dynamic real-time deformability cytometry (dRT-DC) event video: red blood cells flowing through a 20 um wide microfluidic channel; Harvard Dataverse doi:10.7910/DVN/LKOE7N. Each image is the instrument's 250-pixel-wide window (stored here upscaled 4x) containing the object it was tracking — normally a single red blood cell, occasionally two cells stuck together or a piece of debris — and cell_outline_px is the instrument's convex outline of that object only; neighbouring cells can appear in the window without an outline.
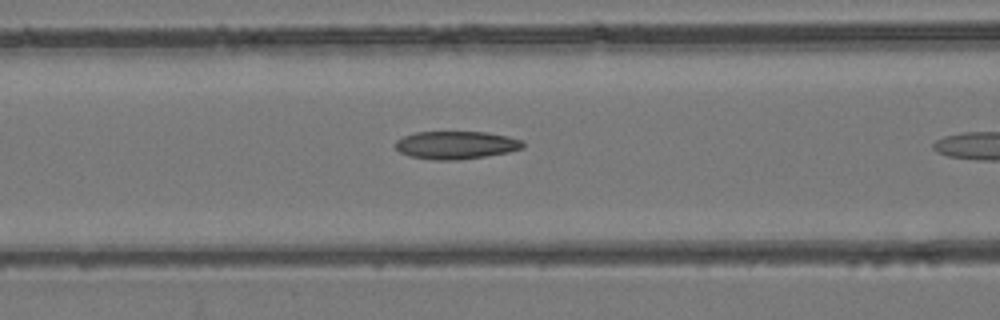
{"species": "common noctule bat (a hibernating species)", "species_latin": "Nyctalus noctula", "temperature_condition": "room temperature", "stored_images_in_passage": 26, "camera_frame_rate_fps": 3000, "um_per_image_px": 0.085, "animal": {"sex": "female", "body_mass_g": 24.6, "forearm_length_mm": 56.2}, "frame": {"image": 1, "passage_image": 8, "time_ms": 2.333, "image_size_px": [1000, 320], "cell_outline_px": [[524, 148], [508, 152], [460, 160], [436, 160], [408, 156], [400, 152], [396, 148], [396, 140], [404, 136], [416, 132], [484, 132], [508, 136], [524, 140]], "centroid_in_image_um": [38.78, 12.33], "position_along_channel_um": 127.8, "area_um2": 20.75}}
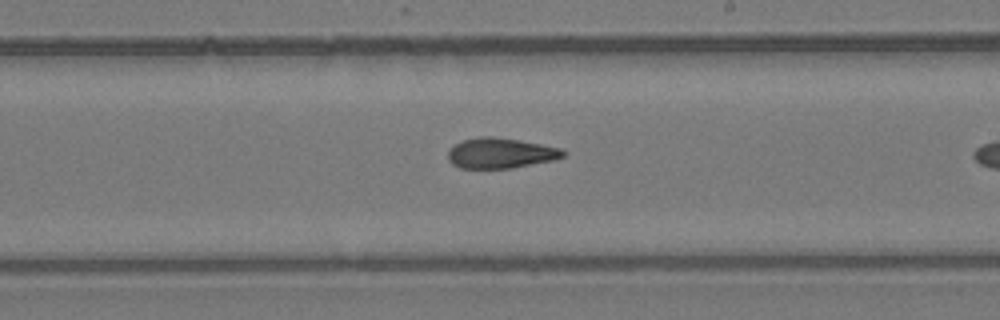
{"frame": {"image": 2, "passage_image": 16, "time_ms": 5.0, "image_size_px": [1000, 320], "cell_outline_px": [[568, 152], [564, 156], [556, 160], [512, 168], [460, 168], [452, 164], [448, 160], [448, 152], [452, 144], [464, 140], [480, 136], [492, 136], [540, 144], [560, 148]], "centroid_in_image_um": [42.54, 13.02], "position_along_channel_um": 246.5, "area_um2": 20.46}}
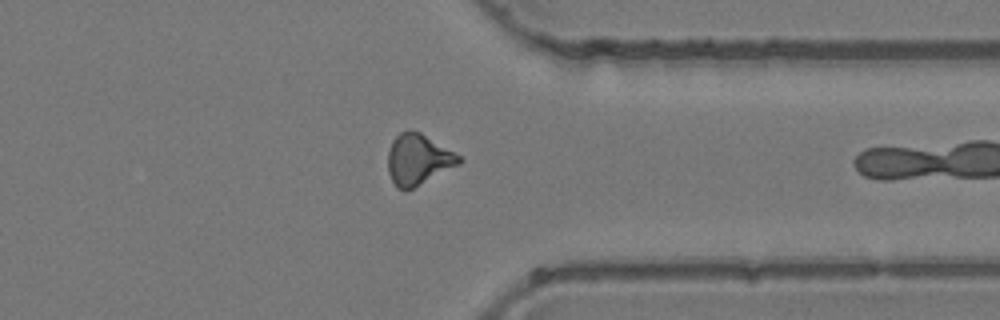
{"frame": {"image": 3, "passage_image": 25, "time_ms": 8.0, "image_size_px": [1000, 320], "cell_outline_px": [[464, 160], [460, 164], [404, 192], [396, 188], [388, 172], [388, 152], [392, 140], [400, 132], [408, 128], [420, 132], [460, 156]], "centroid_in_image_um": [35.51, 13.55], "position_along_channel_um": 375.9, "area_um2": 21.04}}